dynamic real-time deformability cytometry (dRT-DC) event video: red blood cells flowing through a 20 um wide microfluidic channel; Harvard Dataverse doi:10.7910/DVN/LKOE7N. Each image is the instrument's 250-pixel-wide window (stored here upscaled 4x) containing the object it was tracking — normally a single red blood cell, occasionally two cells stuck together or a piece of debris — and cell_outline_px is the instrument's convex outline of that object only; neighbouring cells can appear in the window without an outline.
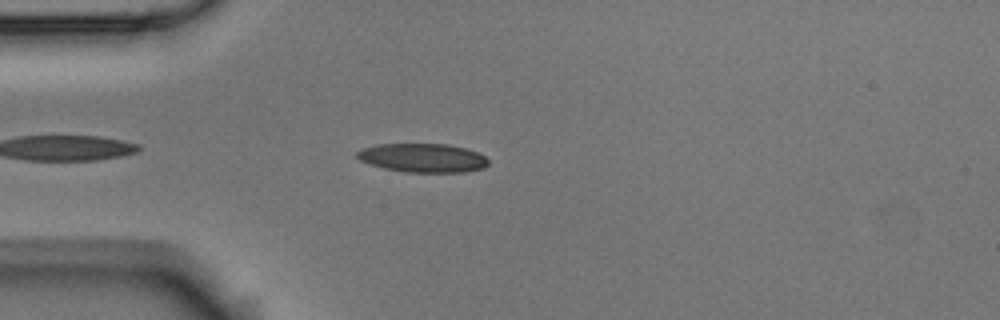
{"species": "Egyptian fruit bat (a non-hibernating species)", "species_latin": "Rousettus aegyptiacus", "temperature_condition": "room temperature", "stored_images_in_passage": 10, "camera_frame_rate_fps": 3000, "um_per_image_px": 0.085, "animal": {"sex": "male"}, "frame": {"image": 1, "passage_image": 4, "time_ms": 1.0, "image_size_px": [1000, 320], "cell_outline_px": [[488, 164], [484, 168], [464, 172], [404, 172], [384, 168], [360, 160], [356, 156], [356, 152], [364, 148], [376, 144], [448, 144], [464, 148], [476, 152], [484, 156], [488, 160]], "centroid_in_image_um": [35.94, 13.42], "position_along_channel_um": 49.1, "area_um2": 21.91}}